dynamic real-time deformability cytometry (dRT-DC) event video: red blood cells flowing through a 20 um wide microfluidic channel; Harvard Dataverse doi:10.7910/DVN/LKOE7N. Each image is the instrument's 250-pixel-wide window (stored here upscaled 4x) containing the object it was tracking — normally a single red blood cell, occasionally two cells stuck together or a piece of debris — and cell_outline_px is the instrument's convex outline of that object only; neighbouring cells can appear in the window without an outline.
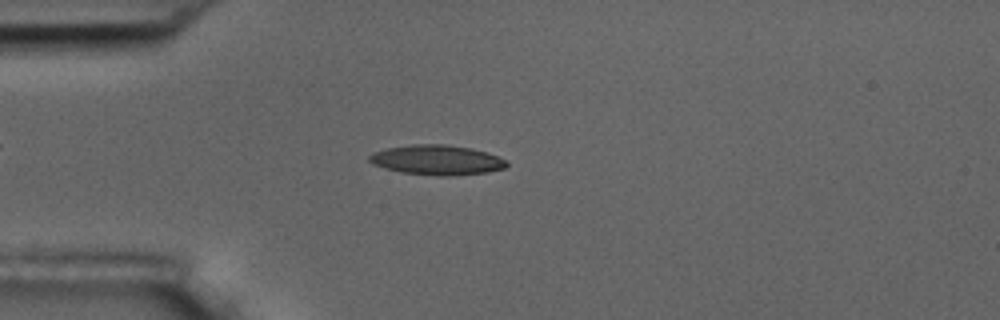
{"species": "common noctule bat (a hibernating species)", "species_latin": "Nyctalus noctula", "temperature_condition": "room temperature", "stored_images_in_passage": 7, "camera_frame_rate_fps": 3000, "um_per_image_px": 0.085, "animal": {"sex": "male", "body_mass_g": 17.5, "forearm_length_mm": 52.3}, "frame": {"image": 1, "passage_image": 3, "time_ms": 2.667, "image_size_px": [1000, 320], "cell_outline_px": [[508, 164], [504, 168], [488, 172], [448, 176], [436, 176], [404, 172], [384, 168], [372, 164], [368, 160], [368, 156], [372, 152], [388, 148], [412, 144], [448, 144], [488, 152], [508, 160]], "centroid_in_image_um": [37.14, 13.59], "position_along_channel_um": 47.9, "area_um2": 23.99}}
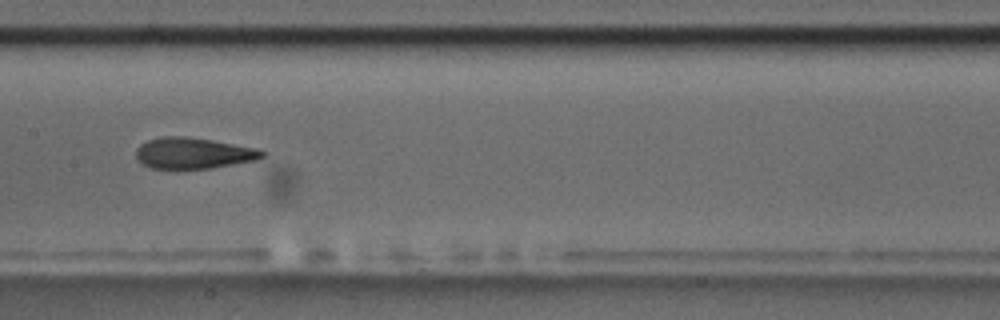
{"frame": {"image": 2, "passage_image": 7, "time_ms": 7.0, "image_size_px": [1000, 320], "cell_outline_px": [[264, 156], [256, 160], [212, 168], [176, 172], [152, 168], [144, 164], [136, 156], [136, 148], [140, 144], [148, 140], [160, 136], [184, 136], [212, 140], [256, 148], [264, 152]], "centroid_in_image_um": [16.38, 13.06], "position_along_channel_um": 191.0, "area_um2": 23.47}}